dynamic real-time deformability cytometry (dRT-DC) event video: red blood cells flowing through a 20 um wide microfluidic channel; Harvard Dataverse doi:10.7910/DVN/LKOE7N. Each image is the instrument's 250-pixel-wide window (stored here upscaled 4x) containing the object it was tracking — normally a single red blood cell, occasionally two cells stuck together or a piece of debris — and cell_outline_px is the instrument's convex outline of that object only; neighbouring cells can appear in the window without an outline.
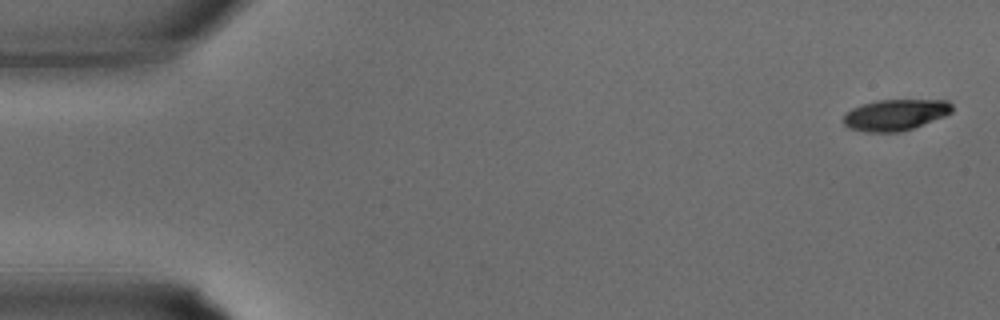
{"species": "common noctule bat (a hibernating species)", "species_latin": "Nyctalus noctula", "temperature_condition": "warm", "stored_images_in_passage": 34, "camera_frame_rate_fps": 3000, "um_per_image_px": 0.085, "animal": {"sex": "male", "body_mass_g": 15.6}, "frame": {"image": 1, "passage_image": 1, "time_ms": 0.0, "image_size_px": [1000, 320], "cell_outline_px": [[952, 112], [944, 116], [912, 128], [900, 132], [868, 132], [848, 128], [844, 124], [844, 112], [852, 108], [876, 100], [948, 100], [952, 104]], "centroid_in_image_um": [76.08, 9.76], "position_along_channel_um": 8.9, "area_um2": 19.65}}
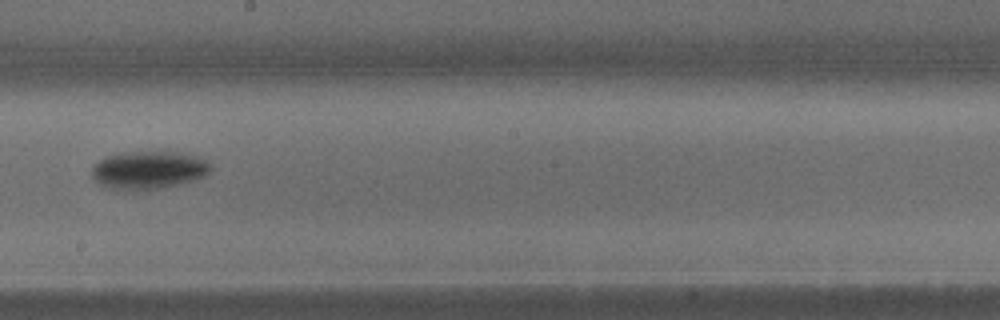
{"frame": {"image": 2, "passage_image": 19, "time_ms": 6.0, "image_size_px": [1000, 320], "cell_outline_px": [[208, 172], [204, 176], [192, 180], [160, 188], [108, 188], [100, 184], [92, 176], [92, 164], [108, 156], [124, 152], [180, 152], [200, 156], [208, 164]], "centroid_in_image_um": [12.6, 14.42], "position_along_channel_um": 235.6, "area_um2": 25.49}}
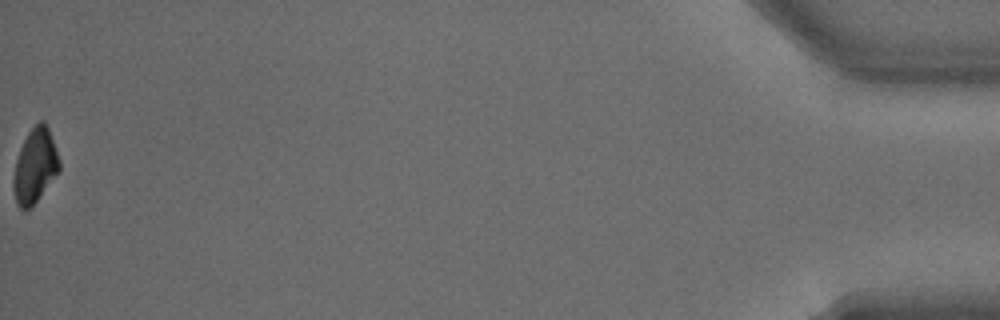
{"frame": {"image": 3, "passage_image": 34, "time_ms": 11.0, "image_size_px": [1000, 320], "cell_outline_px": [[60, 172], [28, 212], [24, 212], [20, 208], [16, 200], [12, 184], [12, 180], [16, 160], [20, 148], [28, 132], [40, 120], [44, 120], [48, 128], [56, 148], [60, 160]], "centroid_in_image_um": [2.99, 14.14], "position_along_channel_um": 432.2, "area_um2": 20.17}}